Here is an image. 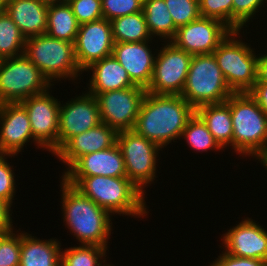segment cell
Listing matches in <instances>:
<instances>
[{"instance_id": "1", "label": "cell", "mask_w": 267, "mask_h": 266, "mask_svg": "<svg viewBox=\"0 0 267 266\" xmlns=\"http://www.w3.org/2000/svg\"><path fill=\"white\" fill-rule=\"evenodd\" d=\"M194 113L195 109L181 95L146 92L133 130L165 148L172 141L181 139L187 121Z\"/></svg>"}, {"instance_id": "2", "label": "cell", "mask_w": 267, "mask_h": 266, "mask_svg": "<svg viewBox=\"0 0 267 266\" xmlns=\"http://www.w3.org/2000/svg\"><path fill=\"white\" fill-rule=\"evenodd\" d=\"M83 195L93 200L111 215H127L140 218L149 212L145 193L127 177L109 176H61ZM146 214V215H145Z\"/></svg>"}, {"instance_id": "3", "label": "cell", "mask_w": 267, "mask_h": 266, "mask_svg": "<svg viewBox=\"0 0 267 266\" xmlns=\"http://www.w3.org/2000/svg\"><path fill=\"white\" fill-rule=\"evenodd\" d=\"M63 222L81 245L108 248L112 215L61 178Z\"/></svg>"}, {"instance_id": "4", "label": "cell", "mask_w": 267, "mask_h": 266, "mask_svg": "<svg viewBox=\"0 0 267 266\" xmlns=\"http://www.w3.org/2000/svg\"><path fill=\"white\" fill-rule=\"evenodd\" d=\"M226 102L230 105L234 152L256 160L267 154V115L258 103L249 93H233Z\"/></svg>"}, {"instance_id": "5", "label": "cell", "mask_w": 267, "mask_h": 266, "mask_svg": "<svg viewBox=\"0 0 267 266\" xmlns=\"http://www.w3.org/2000/svg\"><path fill=\"white\" fill-rule=\"evenodd\" d=\"M24 55L42 72L52 85L63 78L77 80L83 71L75 56L74 43L55 39L48 34L26 39Z\"/></svg>"}, {"instance_id": "6", "label": "cell", "mask_w": 267, "mask_h": 266, "mask_svg": "<svg viewBox=\"0 0 267 266\" xmlns=\"http://www.w3.org/2000/svg\"><path fill=\"white\" fill-rule=\"evenodd\" d=\"M240 32L231 31L213 55L231 91L248 93L257 81L258 55L250 44L237 39L241 37Z\"/></svg>"}, {"instance_id": "7", "label": "cell", "mask_w": 267, "mask_h": 266, "mask_svg": "<svg viewBox=\"0 0 267 266\" xmlns=\"http://www.w3.org/2000/svg\"><path fill=\"white\" fill-rule=\"evenodd\" d=\"M232 94L213 53L193 55L181 96L196 110L225 102Z\"/></svg>"}, {"instance_id": "8", "label": "cell", "mask_w": 267, "mask_h": 266, "mask_svg": "<svg viewBox=\"0 0 267 266\" xmlns=\"http://www.w3.org/2000/svg\"><path fill=\"white\" fill-rule=\"evenodd\" d=\"M51 88L52 83L24 54L0 60V104L18 103Z\"/></svg>"}, {"instance_id": "9", "label": "cell", "mask_w": 267, "mask_h": 266, "mask_svg": "<svg viewBox=\"0 0 267 266\" xmlns=\"http://www.w3.org/2000/svg\"><path fill=\"white\" fill-rule=\"evenodd\" d=\"M117 144L123 155L127 178L144 193L145 187L154 183L159 160L156 158L162 148L134 130L118 132Z\"/></svg>"}, {"instance_id": "10", "label": "cell", "mask_w": 267, "mask_h": 266, "mask_svg": "<svg viewBox=\"0 0 267 266\" xmlns=\"http://www.w3.org/2000/svg\"><path fill=\"white\" fill-rule=\"evenodd\" d=\"M157 49L153 74L146 92L157 95H181L193 55L165 41ZM167 42V43H166Z\"/></svg>"}, {"instance_id": "11", "label": "cell", "mask_w": 267, "mask_h": 266, "mask_svg": "<svg viewBox=\"0 0 267 266\" xmlns=\"http://www.w3.org/2000/svg\"><path fill=\"white\" fill-rule=\"evenodd\" d=\"M26 109L33 143L38 148L55 154L58 151L59 108L60 101L53 97L50 91L31 96L20 102Z\"/></svg>"}, {"instance_id": "12", "label": "cell", "mask_w": 267, "mask_h": 266, "mask_svg": "<svg viewBox=\"0 0 267 266\" xmlns=\"http://www.w3.org/2000/svg\"><path fill=\"white\" fill-rule=\"evenodd\" d=\"M145 93V88L136 85L97 94L101 122L117 132L133 130Z\"/></svg>"}, {"instance_id": "13", "label": "cell", "mask_w": 267, "mask_h": 266, "mask_svg": "<svg viewBox=\"0 0 267 266\" xmlns=\"http://www.w3.org/2000/svg\"><path fill=\"white\" fill-rule=\"evenodd\" d=\"M231 31L220 20L200 16L177 28L171 42L191 55L212 54Z\"/></svg>"}, {"instance_id": "14", "label": "cell", "mask_w": 267, "mask_h": 266, "mask_svg": "<svg viewBox=\"0 0 267 266\" xmlns=\"http://www.w3.org/2000/svg\"><path fill=\"white\" fill-rule=\"evenodd\" d=\"M114 43L111 21L101 18L79 25L74 42L79 68L84 72L94 62L111 56Z\"/></svg>"}, {"instance_id": "15", "label": "cell", "mask_w": 267, "mask_h": 266, "mask_svg": "<svg viewBox=\"0 0 267 266\" xmlns=\"http://www.w3.org/2000/svg\"><path fill=\"white\" fill-rule=\"evenodd\" d=\"M60 103L58 150L72 137L88 131L101 123L95 96L85 91L81 96Z\"/></svg>"}, {"instance_id": "16", "label": "cell", "mask_w": 267, "mask_h": 266, "mask_svg": "<svg viewBox=\"0 0 267 266\" xmlns=\"http://www.w3.org/2000/svg\"><path fill=\"white\" fill-rule=\"evenodd\" d=\"M222 241L224 251L232 256L260 259L267 263V231L249 217L227 230Z\"/></svg>"}, {"instance_id": "17", "label": "cell", "mask_w": 267, "mask_h": 266, "mask_svg": "<svg viewBox=\"0 0 267 266\" xmlns=\"http://www.w3.org/2000/svg\"><path fill=\"white\" fill-rule=\"evenodd\" d=\"M0 125V154L17 156L33 141L29 116L20 102L0 104Z\"/></svg>"}, {"instance_id": "18", "label": "cell", "mask_w": 267, "mask_h": 266, "mask_svg": "<svg viewBox=\"0 0 267 266\" xmlns=\"http://www.w3.org/2000/svg\"><path fill=\"white\" fill-rule=\"evenodd\" d=\"M144 42H115L112 55L127 71L131 81L140 87L148 88L154 68L155 54Z\"/></svg>"}, {"instance_id": "19", "label": "cell", "mask_w": 267, "mask_h": 266, "mask_svg": "<svg viewBox=\"0 0 267 266\" xmlns=\"http://www.w3.org/2000/svg\"><path fill=\"white\" fill-rule=\"evenodd\" d=\"M117 134L115 129L101 122L88 131L70 138L54 155L69 168L85 154L114 146L117 143Z\"/></svg>"}, {"instance_id": "20", "label": "cell", "mask_w": 267, "mask_h": 266, "mask_svg": "<svg viewBox=\"0 0 267 266\" xmlns=\"http://www.w3.org/2000/svg\"><path fill=\"white\" fill-rule=\"evenodd\" d=\"M62 176L127 177V174L121 149L116 143L109 149L78 158Z\"/></svg>"}, {"instance_id": "21", "label": "cell", "mask_w": 267, "mask_h": 266, "mask_svg": "<svg viewBox=\"0 0 267 266\" xmlns=\"http://www.w3.org/2000/svg\"><path fill=\"white\" fill-rule=\"evenodd\" d=\"M48 6L41 0H7L6 12L27 39L46 33Z\"/></svg>"}, {"instance_id": "22", "label": "cell", "mask_w": 267, "mask_h": 266, "mask_svg": "<svg viewBox=\"0 0 267 266\" xmlns=\"http://www.w3.org/2000/svg\"><path fill=\"white\" fill-rule=\"evenodd\" d=\"M92 72L87 93L96 96L107 91L136 86L124 67L111 55L94 62L85 71Z\"/></svg>"}, {"instance_id": "23", "label": "cell", "mask_w": 267, "mask_h": 266, "mask_svg": "<svg viewBox=\"0 0 267 266\" xmlns=\"http://www.w3.org/2000/svg\"><path fill=\"white\" fill-rule=\"evenodd\" d=\"M21 232L19 266H61V243L58 239L40 240ZM23 232V233H22Z\"/></svg>"}, {"instance_id": "24", "label": "cell", "mask_w": 267, "mask_h": 266, "mask_svg": "<svg viewBox=\"0 0 267 266\" xmlns=\"http://www.w3.org/2000/svg\"><path fill=\"white\" fill-rule=\"evenodd\" d=\"M195 113L206 124L214 139L222 148L232 146L233 124L230 105L225 101L198 107Z\"/></svg>"}, {"instance_id": "25", "label": "cell", "mask_w": 267, "mask_h": 266, "mask_svg": "<svg viewBox=\"0 0 267 266\" xmlns=\"http://www.w3.org/2000/svg\"><path fill=\"white\" fill-rule=\"evenodd\" d=\"M78 29L79 23L68 2L49 4L46 34L74 43Z\"/></svg>"}, {"instance_id": "26", "label": "cell", "mask_w": 267, "mask_h": 266, "mask_svg": "<svg viewBox=\"0 0 267 266\" xmlns=\"http://www.w3.org/2000/svg\"><path fill=\"white\" fill-rule=\"evenodd\" d=\"M143 14L152 36L171 41L177 31L164 0H143ZM154 36V37H153Z\"/></svg>"}, {"instance_id": "27", "label": "cell", "mask_w": 267, "mask_h": 266, "mask_svg": "<svg viewBox=\"0 0 267 266\" xmlns=\"http://www.w3.org/2000/svg\"><path fill=\"white\" fill-rule=\"evenodd\" d=\"M114 42H144L153 40L143 11L111 21Z\"/></svg>"}, {"instance_id": "28", "label": "cell", "mask_w": 267, "mask_h": 266, "mask_svg": "<svg viewBox=\"0 0 267 266\" xmlns=\"http://www.w3.org/2000/svg\"><path fill=\"white\" fill-rule=\"evenodd\" d=\"M26 38L7 12L0 13V60L24 54Z\"/></svg>"}, {"instance_id": "29", "label": "cell", "mask_w": 267, "mask_h": 266, "mask_svg": "<svg viewBox=\"0 0 267 266\" xmlns=\"http://www.w3.org/2000/svg\"><path fill=\"white\" fill-rule=\"evenodd\" d=\"M184 138L192 150L203 152L207 150H224L213 135L208 130L202 119L194 113L187 121L186 127L182 132L181 138Z\"/></svg>"}, {"instance_id": "30", "label": "cell", "mask_w": 267, "mask_h": 266, "mask_svg": "<svg viewBox=\"0 0 267 266\" xmlns=\"http://www.w3.org/2000/svg\"><path fill=\"white\" fill-rule=\"evenodd\" d=\"M61 251V266H98L105 259L108 248L96 245H81ZM102 260V261H101Z\"/></svg>"}, {"instance_id": "31", "label": "cell", "mask_w": 267, "mask_h": 266, "mask_svg": "<svg viewBox=\"0 0 267 266\" xmlns=\"http://www.w3.org/2000/svg\"><path fill=\"white\" fill-rule=\"evenodd\" d=\"M174 25H187L200 17L199 0H164Z\"/></svg>"}, {"instance_id": "32", "label": "cell", "mask_w": 267, "mask_h": 266, "mask_svg": "<svg viewBox=\"0 0 267 266\" xmlns=\"http://www.w3.org/2000/svg\"><path fill=\"white\" fill-rule=\"evenodd\" d=\"M267 0H233L232 3V31L244 30L243 26L247 27L250 19L256 17L259 9Z\"/></svg>"}, {"instance_id": "33", "label": "cell", "mask_w": 267, "mask_h": 266, "mask_svg": "<svg viewBox=\"0 0 267 266\" xmlns=\"http://www.w3.org/2000/svg\"><path fill=\"white\" fill-rule=\"evenodd\" d=\"M18 231L0 234V266L20 265L21 233Z\"/></svg>"}, {"instance_id": "34", "label": "cell", "mask_w": 267, "mask_h": 266, "mask_svg": "<svg viewBox=\"0 0 267 266\" xmlns=\"http://www.w3.org/2000/svg\"><path fill=\"white\" fill-rule=\"evenodd\" d=\"M232 3L233 0H199L200 16L220 20L232 30Z\"/></svg>"}, {"instance_id": "35", "label": "cell", "mask_w": 267, "mask_h": 266, "mask_svg": "<svg viewBox=\"0 0 267 266\" xmlns=\"http://www.w3.org/2000/svg\"><path fill=\"white\" fill-rule=\"evenodd\" d=\"M103 18H115L138 13L143 10V0H101Z\"/></svg>"}, {"instance_id": "36", "label": "cell", "mask_w": 267, "mask_h": 266, "mask_svg": "<svg viewBox=\"0 0 267 266\" xmlns=\"http://www.w3.org/2000/svg\"><path fill=\"white\" fill-rule=\"evenodd\" d=\"M79 25L103 18L101 0H68Z\"/></svg>"}, {"instance_id": "37", "label": "cell", "mask_w": 267, "mask_h": 266, "mask_svg": "<svg viewBox=\"0 0 267 266\" xmlns=\"http://www.w3.org/2000/svg\"><path fill=\"white\" fill-rule=\"evenodd\" d=\"M7 156L11 158L12 156L15 157L14 155L0 154V198L12 206V200H15V180L17 179H15L13 166L9 164Z\"/></svg>"}, {"instance_id": "38", "label": "cell", "mask_w": 267, "mask_h": 266, "mask_svg": "<svg viewBox=\"0 0 267 266\" xmlns=\"http://www.w3.org/2000/svg\"><path fill=\"white\" fill-rule=\"evenodd\" d=\"M209 266H267V263L260 259L232 256L223 251Z\"/></svg>"}, {"instance_id": "39", "label": "cell", "mask_w": 267, "mask_h": 266, "mask_svg": "<svg viewBox=\"0 0 267 266\" xmlns=\"http://www.w3.org/2000/svg\"><path fill=\"white\" fill-rule=\"evenodd\" d=\"M11 205L0 198V234L14 230Z\"/></svg>"}, {"instance_id": "40", "label": "cell", "mask_w": 267, "mask_h": 266, "mask_svg": "<svg viewBox=\"0 0 267 266\" xmlns=\"http://www.w3.org/2000/svg\"><path fill=\"white\" fill-rule=\"evenodd\" d=\"M248 93L267 115V83L256 82Z\"/></svg>"}, {"instance_id": "41", "label": "cell", "mask_w": 267, "mask_h": 266, "mask_svg": "<svg viewBox=\"0 0 267 266\" xmlns=\"http://www.w3.org/2000/svg\"><path fill=\"white\" fill-rule=\"evenodd\" d=\"M261 55V56H259ZM257 59V81L267 83V52L259 54Z\"/></svg>"}, {"instance_id": "42", "label": "cell", "mask_w": 267, "mask_h": 266, "mask_svg": "<svg viewBox=\"0 0 267 266\" xmlns=\"http://www.w3.org/2000/svg\"><path fill=\"white\" fill-rule=\"evenodd\" d=\"M258 161H260V163H262V165L265 166L264 168L267 170V154L261 156Z\"/></svg>"}, {"instance_id": "43", "label": "cell", "mask_w": 267, "mask_h": 266, "mask_svg": "<svg viewBox=\"0 0 267 266\" xmlns=\"http://www.w3.org/2000/svg\"><path fill=\"white\" fill-rule=\"evenodd\" d=\"M7 7V0H0V13L5 12Z\"/></svg>"}, {"instance_id": "44", "label": "cell", "mask_w": 267, "mask_h": 266, "mask_svg": "<svg viewBox=\"0 0 267 266\" xmlns=\"http://www.w3.org/2000/svg\"><path fill=\"white\" fill-rule=\"evenodd\" d=\"M41 1L44 2V3H47V4L68 2V0H41Z\"/></svg>"}, {"instance_id": "45", "label": "cell", "mask_w": 267, "mask_h": 266, "mask_svg": "<svg viewBox=\"0 0 267 266\" xmlns=\"http://www.w3.org/2000/svg\"><path fill=\"white\" fill-rule=\"evenodd\" d=\"M106 258L103 260V263L99 264L98 266H113L112 264H106ZM103 264V265H102Z\"/></svg>"}]
</instances>
